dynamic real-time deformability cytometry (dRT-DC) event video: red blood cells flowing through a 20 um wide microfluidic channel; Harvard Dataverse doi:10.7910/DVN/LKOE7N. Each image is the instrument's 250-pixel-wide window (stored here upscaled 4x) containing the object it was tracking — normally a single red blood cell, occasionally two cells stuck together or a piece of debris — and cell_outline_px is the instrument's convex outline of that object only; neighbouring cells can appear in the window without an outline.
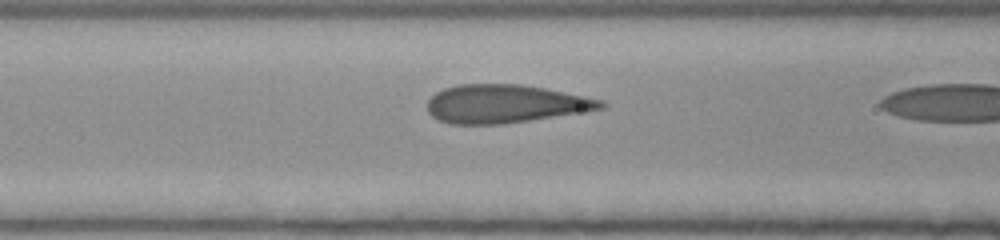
{"species": "human", "species_latin": "Homo sapiens", "temperature_condition": "room temperature", "stored_images_in_passage": 7, "camera_frame_rate_fps": 3000, "um_per_image_px": 0.085, "donor": {"sex": "female"}, "frame": {"image": 1, "passage_image": 6, "time_ms": 1.667, "image_size_px": [1000, 240], "cell_outline_px": [[608, 104], [604, 108], [504, 124], [448, 124], [436, 120], [428, 112], [428, 100], [436, 92], [444, 88], [460, 84], [520, 84], [544, 88], [604, 100]], "centroid_in_image_um": [42.9, 8.83], "position_along_channel_um": 123.7, "area_um2": 38.61}}